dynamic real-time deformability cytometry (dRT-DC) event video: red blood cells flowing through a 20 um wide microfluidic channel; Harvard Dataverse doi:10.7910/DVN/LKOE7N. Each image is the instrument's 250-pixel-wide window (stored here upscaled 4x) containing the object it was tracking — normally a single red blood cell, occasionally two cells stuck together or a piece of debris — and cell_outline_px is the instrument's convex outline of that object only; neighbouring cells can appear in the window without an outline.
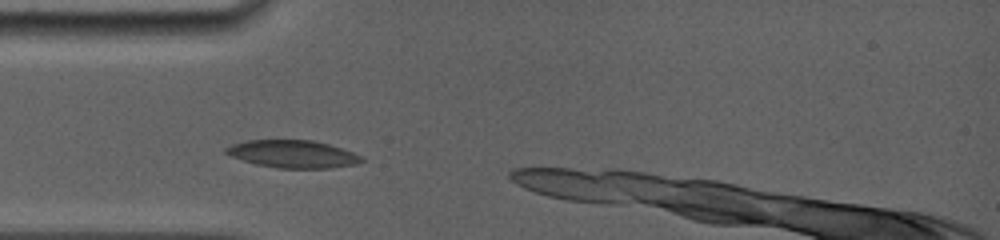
{"species": "common noctule bat (a hibernating species)", "species_latin": "Nyctalus noctula", "temperature_condition": "room temperature", "stored_images_in_passage": 26, "camera_frame_rate_fps": 5000, "um_per_image_px": 0.085, "animal": {"sex": "female", "body_mass_g": 19.0, "forearm_length_mm": 56.7}, "frame": {"image": 1, "passage_image": 4, "time_ms": 1.2, "image_size_px": [1000, 240], "cell_outline_px": [[364, 160], [356, 164], [332, 168], [280, 168], [256, 164], [232, 156], [224, 152], [224, 148], [232, 144], [248, 140], [312, 140], [328, 144], [352, 152], [360, 156]], "centroid_in_image_um": [24.88, 13.09], "position_along_channel_um": 60.1, "area_um2": 21.56}}
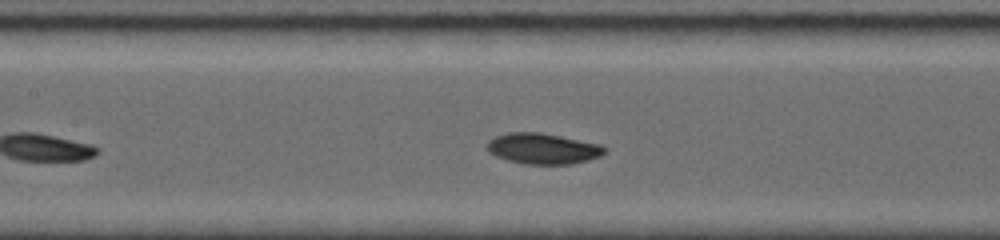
{"frame": {"image": 2, "passage_image": 17, "time_ms": 3.8, "image_size_px": [1000, 240], "cell_outline_px": [[608, 148], [600, 156], [588, 160], [568, 164], [524, 164], [508, 160], [496, 156], [488, 152], [488, 140], [496, 136], [508, 132], [540, 132], [600, 144]], "centroid_in_image_um": [46.14, 12.63], "position_along_channel_um": 161.3, "area_um2": 20.98}}
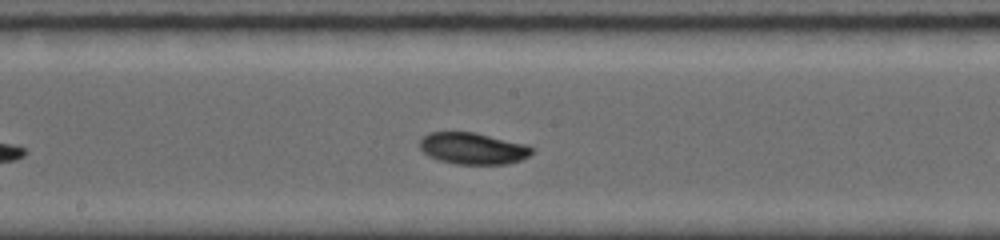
{"frame": {"image": 3, "passage_image": 24, "time_ms": 5.0, "image_size_px": [1000, 240], "cell_outline_px": [[532, 152], [528, 156], [520, 160], [508, 164], [456, 164], [440, 160], [428, 156], [420, 148], [420, 140], [428, 132], [476, 132], [528, 144], [532, 148]], "centroid_in_image_um": [40.21, 12.61], "position_along_channel_um": 208.0, "area_um2": 20.75}}